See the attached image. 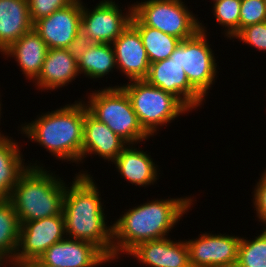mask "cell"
<instances>
[{"instance_id":"44dd1931","label":"cell","mask_w":266,"mask_h":267,"mask_svg":"<svg viewBox=\"0 0 266 267\" xmlns=\"http://www.w3.org/2000/svg\"><path fill=\"white\" fill-rule=\"evenodd\" d=\"M31 30L28 0H0V53Z\"/></svg>"},{"instance_id":"2e32d148","label":"cell","mask_w":266,"mask_h":267,"mask_svg":"<svg viewBox=\"0 0 266 267\" xmlns=\"http://www.w3.org/2000/svg\"><path fill=\"white\" fill-rule=\"evenodd\" d=\"M127 255L149 267H191L187 242L184 240L177 242L165 237L142 242Z\"/></svg>"},{"instance_id":"4fadbf2b","label":"cell","mask_w":266,"mask_h":267,"mask_svg":"<svg viewBox=\"0 0 266 267\" xmlns=\"http://www.w3.org/2000/svg\"><path fill=\"white\" fill-rule=\"evenodd\" d=\"M145 80L177 97L190 111L196 110L205 100L190 85L182 65L170 57L151 63Z\"/></svg>"},{"instance_id":"7c38bea8","label":"cell","mask_w":266,"mask_h":267,"mask_svg":"<svg viewBox=\"0 0 266 267\" xmlns=\"http://www.w3.org/2000/svg\"><path fill=\"white\" fill-rule=\"evenodd\" d=\"M82 1L71 4L33 23V29L48 49H67L81 29Z\"/></svg>"},{"instance_id":"7a4b0ae2","label":"cell","mask_w":266,"mask_h":267,"mask_svg":"<svg viewBox=\"0 0 266 267\" xmlns=\"http://www.w3.org/2000/svg\"><path fill=\"white\" fill-rule=\"evenodd\" d=\"M191 197L152 200L129 208L113 224V261L128 254L138 244L167 237L188 212Z\"/></svg>"},{"instance_id":"ac0fdd59","label":"cell","mask_w":266,"mask_h":267,"mask_svg":"<svg viewBox=\"0 0 266 267\" xmlns=\"http://www.w3.org/2000/svg\"><path fill=\"white\" fill-rule=\"evenodd\" d=\"M78 62L67 49H48L38 78L33 82L39 90L64 87L79 76Z\"/></svg>"},{"instance_id":"5b68a950","label":"cell","mask_w":266,"mask_h":267,"mask_svg":"<svg viewBox=\"0 0 266 267\" xmlns=\"http://www.w3.org/2000/svg\"><path fill=\"white\" fill-rule=\"evenodd\" d=\"M89 94L85 103L88 112L127 144L136 147L135 144L150 138L140 125L130 98L121 86H109Z\"/></svg>"},{"instance_id":"7402d4cb","label":"cell","mask_w":266,"mask_h":267,"mask_svg":"<svg viewBox=\"0 0 266 267\" xmlns=\"http://www.w3.org/2000/svg\"><path fill=\"white\" fill-rule=\"evenodd\" d=\"M19 148L12 137L5 135L0 141V201L9 200L18 178L29 167L24 165L25 159Z\"/></svg>"},{"instance_id":"d6986e66","label":"cell","mask_w":266,"mask_h":267,"mask_svg":"<svg viewBox=\"0 0 266 267\" xmlns=\"http://www.w3.org/2000/svg\"><path fill=\"white\" fill-rule=\"evenodd\" d=\"M47 52L48 46L33 29L12 43L2 55L13 57L26 79L34 82L42 70Z\"/></svg>"},{"instance_id":"d590c367","label":"cell","mask_w":266,"mask_h":267,"mask_svg":"<svg viewBox=\"0 0 266 267\" xmlns=\"http://www.w3.org/2000/svg\"><path fill=\"white\" fill-rule=\"evenodd\" d=\"M4 137H5L4 134H1V132H0V141H1Z\"/></svg>"},{"instance_id":"e0dca14e","label":"cell","mask_w":266,"mask_h":267,"mask_svg":"<svg viewBox=\"0 0 266 267\" xmlns=\"http://www.w3.org/2000/svg\"><path fill=\"white\" fill-rule=\"evenodd\" d=\"M128 144L114 133L105 123L98 121L88 111L83 124L82 160L96 154L113 162Z\"/></svg>"},{"instance_id":"83f0119b","label":"cell","mask_w":266,"mask_h":267,"mask_svg":"<svg viewBox=\"0 0 266 267\" xmlns=\"http://www.w3.org/2000/svg\"><path fill=\"white\" fill-rule=\"evenodd\" d=\"M266 21L264 0H241L239 31L249 25Z\"/></svg>"},{"instance_id":"4dcf8cb0","label":"cell","mask_w":266,"mask_h":267,"mask_svg":"<svg viewBox=\"0 0 266 267\" xmlns=\"http://www.w3.org/2000/svg\"><path fill=\"white\" fill-rule=\"evenodd\" d=\"M258 180L253 191L252 201L256 210V217L260 219L258 221L264 223L266 227V168ZM265 227L263 228L264 230H266Z\"/></svg>"},{"instance_id":"9a60e30c","label":"cell","mask_w":266,"mask_h":267,"mask_svg":"<svg viewBox=\"0 0 266 267\" xmlns=\"http://www.w3.org/2000/svg\"><path fill=\"white\" fill-rule=\"evenodd\" d=\"M116 66L129 81L145 80L150 62L139 31L130 23L112 43Z\"/></svg>"},{"instance_id":"30bf717a","label":"cell","mask_w":266,"mask_h":267,"mask_svg":"<svg viewBox=\"0 0 266 267\" xmlns=\"http://www.w3.org/2000/svg\"><path fill=\"white\" fill-rule=\"evenodd\" d=\"M65 237L64 215L24 222L20 227L14 261L31 262L39 259L48 248Z\"/></svg>"},{"instance_id":"484cf974","label":"cell","mask_w":266,"mask_h":267,"mask_svg":"<svg viewBox=\"0 0 266 267\" xmlns=\"http://www.w3.org/2000/svg\"><path fill=\"white\" fill-rule=\"evenodd\" d=\"M235 267H266V230L253 240L241 238Z\"/></svg>"},{"instance_id":"cb8c5ba5","label":"cell","mask_w":266,"mask_h":267,"mask_svg":"<svg viewBox=\"0 0 266 267\" xmlns=\"http://www.w3.org/2000/svg\"><path fill=\"white\" fill-rule=\"evenodd\" d=\"M130 23L139 31L150 64L169 58L182 41L158 29L142 25L133 15Z\"/></svg>"},{"instance_id":"f1b7e54d","label":"cell","mask_w":266,"mask_h":267,"mask_svg":"<svg viewBox=\"0 0 266 267\" xmlns=\"http://www.w3.org/2000/svg\"><path fill=\"white\" fill-rule=\"evenodd\" d=\"M233 38L260 51H266V21L242 28Z\"/></svg>"},{"instance_id":"8992f818","label":"cell","mask_w":266,"mask_h":267,"mask_svg":"<svg viewBox=\"0 0 266 267\" xmlns=\"http://www.w3.org/2000/svg\"><path fill=\"white\" fill-rule=\"evenodd\" d=\"M121 87L129 96L139 123L149 136H154L159 126H166L176 117L190 112L177 97L146 80L129 81Z\"/></svg>"},{"instance_id":"603a6c76","label":"cell","mask_w":266,"mask_h":267,"mask_svg":"<svg viewBox=\"0 0 266 267\" xmlns=\"http://www.w3.org/2000/svg\"><path fill=\"white\" fill-rule=\"evenodd\" d=\"M117 68L112 44H92L78 60L80 74L90 79L102 78Z\"/></svg>"},{"instance_id":"f546056e","label":"cell","mask_w":266,"mask_h":267,"mask_svg":"<svg viewBox=\"0 0 266 267\" xmlns=\"http://www.w3.org/2000/svg\"><path fill=\"white\" fill-rule=\"evenodd\" d=\"M74 0H28V7L32 22L51 15L54 11L65 8Z\"/></svg>"},{"instance_id":"ba28073f","label":"cell","mask_w":266,"mask_h":267,"mask_svg":"<svg viewBox=\"0 0 266 267\" xmlns=\"http://www.w3.org/2000/svg\"><path fill=\"white\" fill-rule=\"evenodd\" d=\"M205 29L201 22L200 30L194 36L182 40L170 56L182 65L190 85L204 99L217 76L214 51L210 48Z\"/></svg>"},{"instance_id":"5bb4252c","label":"cell","mask_w":266,"mask_h":267,"mask_svg":"<svg viewBox=\"0 0 266 267\" xmlns=\"http://www.w3.org/2000/svg\"><path fill=\"white\" fill-rule=\"evenodd\" d=\"M39 260L53 267H96L113 259L90 242L65 237L48 248Z\"/></svg>"},{"instance_id":"3957f363","label":"cell","mask_w":266,"mask_h":267,"mask_svg":"<svg viewBox=\"0 0 266 267\" xmlns=\"http://www.w3.org/2000/svg\"><path fill=\"white\" fill-rule=\"evenodd\" d=\"M87 111L83 100L75 101L74 104L42 113L36 120L22 124L20 131L56 159L83 163V124Z\"/></svg>"},{"instance_id":"8fae6325","label":"cell","mask_w":266,"mask_h":267,"mask_svg":"<svg viewBox=\"0 0 266 267\" xmlns=\"http://www.w3.org/2000/svg\"><path fill=\"white\" fill-rule=\"evenodd\" d=\"M197 239L186 240L191 267H235L240 236L202 233Z\"/></svg>"},{"instance_id":"52a82bcc","label":"cell","mask_w":266,"mask_h":267,"mask_svg":"<svg viewBox=\"0 0 266 267\" xmlns=\"http://www.w3.org/2000/svg\"><path fill=\"white\" fill-rule=\"evenodd\" d=\"M132 5V15L142 24L168 35L188 39L200 30L196 15L182 0H146Z\"/></svg>"},{"instance_id":"d6a6232c","label":"cell","mask_w":266,"mask_h":267,"mask_svg":"<svg viewBox=\"0 0 266 267\" xmlns=\"http://www.w3.org/2000/svg\"><path fill=\"white\" fill-rule=\"evenodd\" d=\"M8 263L11 264V267H34L30 262H17V261L11 260V261H8Z\"/></svg>"},{"instance_id":"e575fe53","label":"cell","mask_w":266,"mask_h":267,"mask_svg":"<svg viewBox=\"0 0 266 267\" xmlns=\"http://www.w3.org/2000/svg\"><path fill=\"white\" fill-rule=\"evenodd\" d=\"M8 260L0 253V267H4L3 265L6 264L7 265V262ZM5 262V263H4Z\"/></svg>"},{"instance_id":"6da1fadb","label":"cell","mask_w":266,"mask_h":267,"mask_svg":"<svg viewBox=\"0 0 266 267\" xmlns=\"http://www.w3.org/2000/svg\"><path fill=\"white\" fill-rule=\"evenodd\" d=\"M68 186L62 211L66 237L90 242L113 259V227H107L104 203L93 177L81 171Z\"/></svg>"},{"instance_id":"836d02e7","label":"cell","mask_w":266,"mask_h":267,"mask_svg":"<svg viewBox=\"0 0 266 267\" xmlns=\"http://www.w3.org/2000/svg\"><path fill=\"white\" fill-rule=\"evenodd\" d=\"M34 267H53L50 265L43 264L39 259L30 262Z\"/></svg>"},{"instance_id":"d4e9b609","label":"cell","mask_w":266,"mask_h":267,"mask_svg":"<svg viewBox=\"0 0 266 267\" xmlns=\"http://www.w3.org/2000/svg\"><path fill=\"white\" fill-rule=\"evenodd\" d=\"M20 221L9 201H0V253L8 259L14 260L20 234Z\"/></svg>"},{"instance_id":"1f68e13d","label":"cell","mask_w":266,"mask_h":267,"mask_svg":"<svg viewBox=\"0 0 266 267\" xmlns=\"http://www.w3.org/2000/svg\"><path fill=\"white\" fill-rule=\"evenodd\" d=\"M92 44L91 38L83 31H79L75 39L69 44L67 50L70 55L78 62L82 57L83 52L87 50Z\"/></svg>"},{"instance_id":"8d00e7d4","label":"cell","mask_w":266,"mask_h":267,"mask_svg":"<svg viewBox=\"0 0 266 267\" xmlns=\"http://www.w3.org/2000/svg\"><path fill=\"white\" fill-rule=\"evenodd\" d=\"M0 96H1V95H0ZM0 101H1V100H0ZM1 110H2V109H1V102H0V119H1V113H2Z\"/></svg>"},{"instance_id":"ffe728a7","label":"cell","mask_w":266,"mask_h":267,"mask_svg":"<svg viewBox=\"0 0 266 267\" xmlns=\"http://www.w3.org/2000/svg\"><path fill=\"white\" fill-rule=\"evenodd\" d=\"M113 163L121 177L132 185L145 187L159 179L158 166L153 162L151 155L134 148L133 144H128Z\"/></svg>"},{"instance_id":"9c48e42d","label":"cell","mask_w":266,"mask_h":267,"mask_svg":"<svg viewBox=\"0 0 266 267\" xmlns=\"http://www.w3.org/2000/svg\"><path fill=\"white\" fill-rule=\"evenodd\" d=\"M96 5L91 10L82 2L80 30L95 44H112L130 24L132 6L123 14L120 6L113 0H102Z\"/></svg>"},{"instance_id":"277c9868","label":"cell","mask_w":266,"mask_h":267,"mask_svg":"<svg viewBox=\"0 0 266 267\" xmlns=\"http://www.w3.org/2000/svg\"><path fill=\"white\" fill-rule=\"evenodd\" d=\"M31 164L20 175L9 197L20 224L63 215L67 184L40 164Z\"/></svg>"},{"instance_id":"4316f807","label":"cell","mask_w":266,"mask_h":267,"mask_svg":"<svg viewBox=\"0 0 266 267\" xmlns=\"http://www.w3.org/2000/svg\"><path fill=\"white\" fill-rule=\"evenodd\" d=\"M241 0H214L213 14L219 25L225 27V36L230 38L239 32Z\"/></svg>"}]
</instances>
